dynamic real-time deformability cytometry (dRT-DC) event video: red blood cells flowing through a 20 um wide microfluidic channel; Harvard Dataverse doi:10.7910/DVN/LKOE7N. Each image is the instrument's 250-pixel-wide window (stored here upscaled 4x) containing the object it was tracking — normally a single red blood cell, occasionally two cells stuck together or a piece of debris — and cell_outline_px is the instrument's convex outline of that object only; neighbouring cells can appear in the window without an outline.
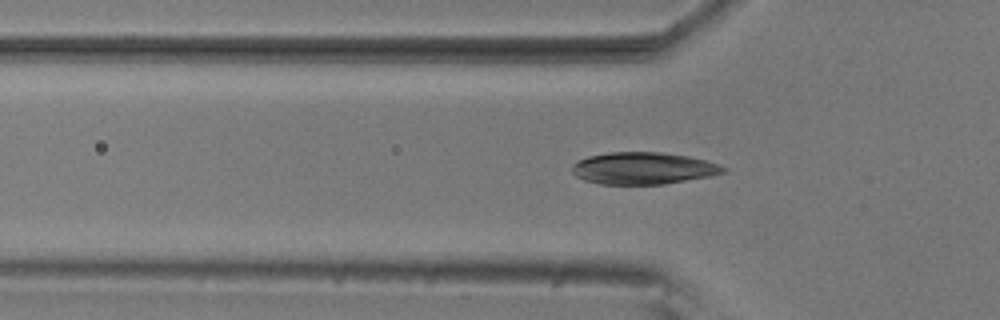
{"species": "common noctule bat (a hibernating species)", "species_latin": "Nyctalus noctula", "temperature_condition": "room temperature", "stored_images_in_passage": 47, "camera_frame_rate_fps": 3000, "um_per_image_px": 0.085, "animal": {"sex": "male", "body_mass_g": 20.5, "forearm_length_mm": 52.5}, "frame": {"image": 1, "passage_image": 17, "time_ms": 5.333, "image_size_px": [1000, 320], "cell_outline_px": [[728, 168], [724, 172], [712, 176], [664, 184], [600, 184], [584, 180], [576, 176], [572, 172], [572, 164], [588, 156], [608, 152], [660, 152], [688, 156], [720, 164]], "centroid_in_image_um": [54.68, 14.3], "position_along_channel_um": 71.1, "area_um2": 28.26}}
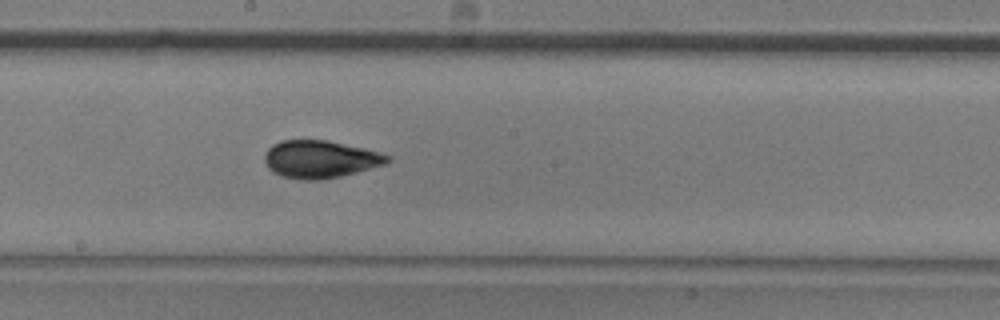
{"frame": {"image": 2, "passage_image": 29, "time_ms": 9.333, "image_size_px": [1000, 320], "cell_outline_px": [[392, 160], [384, 164], [356, 172], [340, 176], [320, 180], [300, 180], [280, 176], [272, 172], [268, 168], [264, 160], [264, 152], [272, 144], [280, 140], [328, 140], [364, 148], [392, 156]], "centroid_in_image_um": [27.18, 13.53], "position_along_channel_um": 221.0, "area_um2": 27.11}}
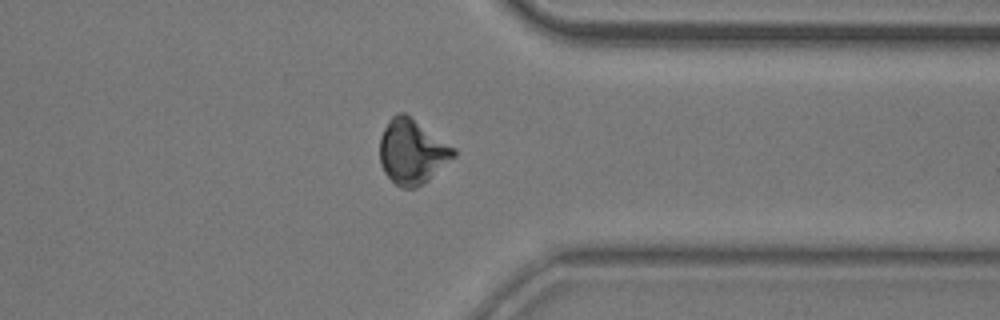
{"frame": {"image": 3, "passage_image": 42, "time_ms": 13.667, "image_size_px": [1000, 320], "cell_outline_px": [[456, 156], [428, 180], [416, 188], [400, 188], [384, 172], [380, 164], [380, 136], [388, 120], [392, 116], [400, 112], [404, 112], [456, 148]], "centroid_in_image_um": [35.03, 12.89], "position_along_channel_um": 376.4, "area_um2": 27.86}}